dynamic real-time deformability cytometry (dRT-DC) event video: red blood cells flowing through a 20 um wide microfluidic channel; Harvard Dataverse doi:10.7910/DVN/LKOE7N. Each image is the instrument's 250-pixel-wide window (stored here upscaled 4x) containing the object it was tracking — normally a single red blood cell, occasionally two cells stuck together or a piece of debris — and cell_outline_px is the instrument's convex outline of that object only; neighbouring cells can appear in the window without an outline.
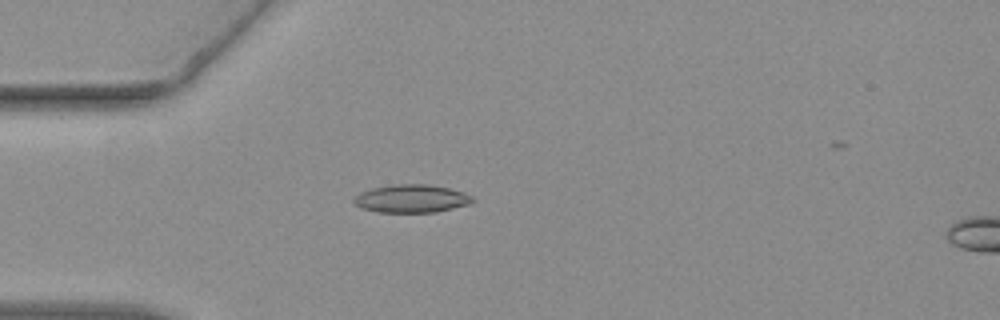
{"species": "common noctule bat (a hibernating species)", "species_latin": "Nyctalus noctula", "temperature_condition": "warm", "stored_images_in_passage": 16, "camera_frame_rate_fps": 3000, "um_per_image_px": 0.085, "animal": {"sex": "female", "body_mass_g": 19.3, "forearm_length_mm": 54.1}, "frame": {"image": 1, "passage_image": 4, "time_ms": 1.0, "image_size_px": [1000, 320], "cell_outline_px": [[476, 200], [468, 204], [436, 212], [380, 212], [360, 208], [352, 200], [360, 192], [372, 188], [396, 184], [428, 184], [448, 188], [464, 192], [472, 196]], "centroid_in_image_um": [34.98, 16.88], "position_along_channel_um": 50.0, "area_um2": 19.31}}
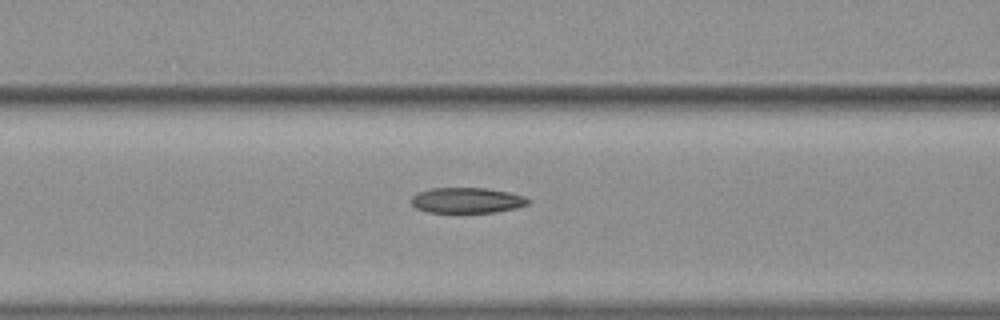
{"frame": {"image": 2, "passage_image": 11, "time_ms": 3.333, "image_size_px": [1000, 320], "cell_outline_px": [[532, 200], [528, 204], [516, 208], [496, 212], [428, 212], [416, 208], [412, 204], [412, 196], [416, 192], [432, 188], [484, 188], [508, 192], [524, 196]], "centroid_in_image_um": [39.7, 17.02], "position_along_channel_um": 126.9, "area_um2": 17.34}}
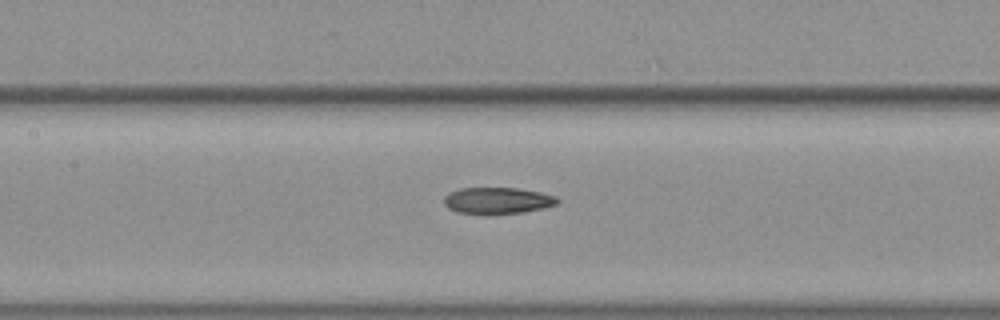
{"frame": {"image": 3, "passage_image": 14, "time_ms": 4.333, "image_size_px": [1000, 320], "cell_outline_px": [[560, 200], [556, 204], [544, 208], [524, 212], [488, 216], [480, 216], [456, 212], [448, 208], [444, 204], [444, 196], [448, 192], [460, 188], [516, 188], [540, 192], [556, 196]], "centroid_in_image_um": [42.24, 17.08], "position_along_channel_um": 165.2, "area_um2": 18.15}}